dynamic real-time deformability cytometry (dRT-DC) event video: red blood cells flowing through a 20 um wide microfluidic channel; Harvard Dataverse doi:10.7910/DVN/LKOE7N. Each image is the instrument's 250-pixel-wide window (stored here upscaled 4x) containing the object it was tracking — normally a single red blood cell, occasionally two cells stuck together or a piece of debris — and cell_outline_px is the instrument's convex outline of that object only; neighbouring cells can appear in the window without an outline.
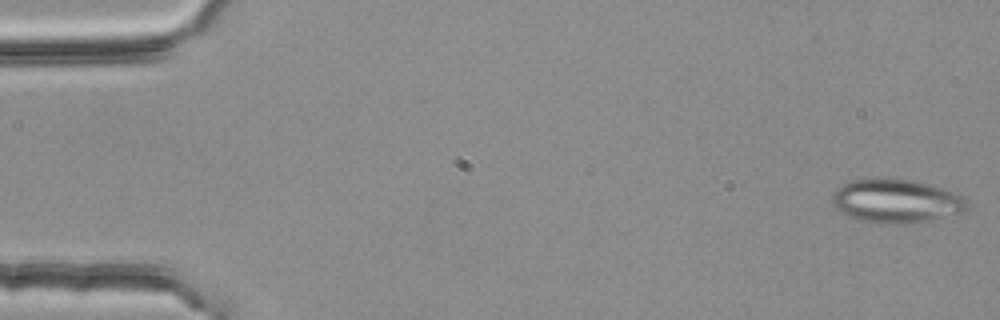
{"species": "common noctule bat (a hibernating species)", "species_latin": "Nyctalus noctula", "temperature_condition": "room temperature", "stored_images_in_passage": 53, "camera_frame_rate_fps": 3000, "um_per_image_px": 0.085, "animal": {"sex": "female", "body_mass_g": 25.1}, "frame": {"image": 1, "passage_image": 1, "time_ms": 0.0, "image_size_px": [1000, 320], "cell_outline_px": [[968, 208], [960, 212], [928, 220], [904, 224], [880, 224], [860, 220], [848, 216], [840, 212], [832, 204], [832, 196], [836, 188], [852, 180], [876, 176], [888, 176], [916, 180], [956, 192], [964, 196], [968, 200]], "centroid_in_image_um": [76.15, 17.04], "position_along_channel_um": 8.8, "area_um2": 35.14}}
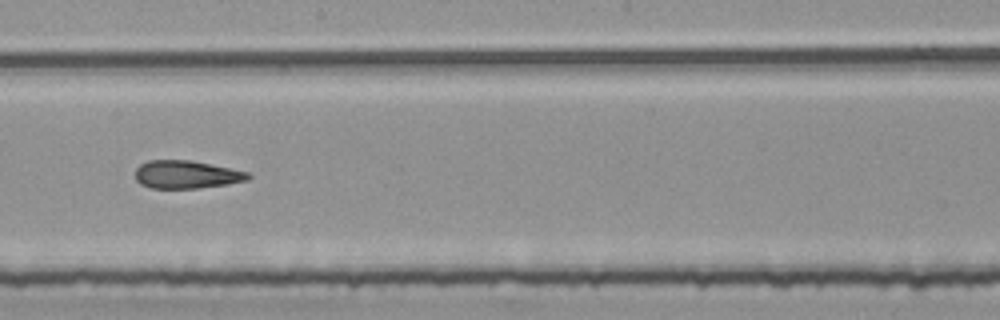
{"frame": {"image": 2, "passage_image": 30, "time_ms": 9.667, "image_size_px": [1000, 320], "cell_outline_px": [[252, 176], [248, 180], [228, 184], [196, 188], [152, 188], [140, 184], [136, 180], [136, 168], [140, 164], [148, 160], [192, 160], [248, 172]], "centroid_in_image_um": [15.84, 14.83], "position_along_channel_um": 232.4, "area_um2": 18.38}}
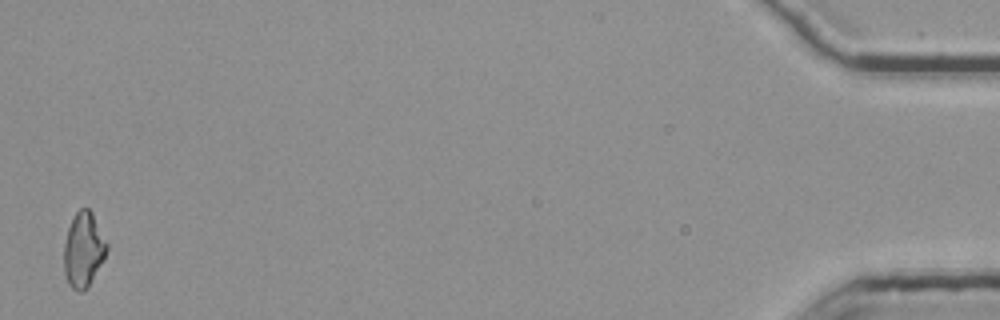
{"frame": {"image": 3, "passage_image": 53, "time_ms": 17.333, "image_size_px": [1000, 320], "cell_outline_px": [[108, 248], [104, 260], [88, 288], [80, 292], [76, 292], [68, 284], [64, 272], [64, 244], [68, 228], [76, 212], [80, 208], [88, 208], [92, 212], [108, 244]], "centroid_in_image_um": [7.1, 21.26], "position_along_channel_um": 428.1, "area_um2": 18.84}, "authors_computed_cell_mechanics": {"area_um2": 19.4208, "velocity_mm_per_s": 3.8164, "shape_relaxation_time_tau1_ms": null, "shape_relaxation_time_tau2_ms": 3.3932, "deformation_change_tau1": null, "deformation_change_tau2": 0.1427}}